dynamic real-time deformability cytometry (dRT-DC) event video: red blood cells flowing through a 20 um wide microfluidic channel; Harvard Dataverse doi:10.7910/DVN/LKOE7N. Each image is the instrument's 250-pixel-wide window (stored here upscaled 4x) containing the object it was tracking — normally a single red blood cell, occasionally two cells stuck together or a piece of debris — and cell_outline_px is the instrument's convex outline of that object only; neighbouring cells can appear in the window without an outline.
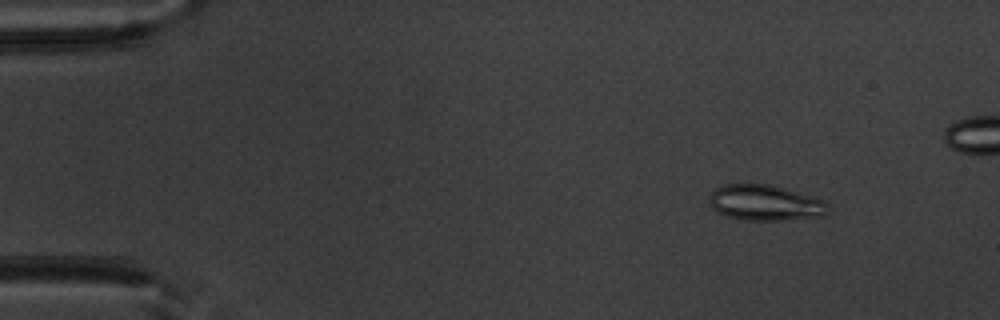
{"species": "common noctule bat (a hibernating species)", "species_latin": "Nyctalus noctula", "temperature_condition": "warm", "stored_images_in_passage": 45, "camera_frame_rate_fps": 3000, "um_per_image_px": 0.085, "animal": {"sex": "male", "body_mass_g": 20.1, "forearm_length_mm": 53.5}, "frame": {"image": 1, "passage_image": 3, "time_ms": 0.667, "image_size_px": [1000, 320], "cell_outline_px": [[832, 208], [824, 216], [788, 220], [744, 220], [728, 216], [716, 212], [712, 208], [708, 200], [712, 192], [716, 188], [724, 184], [768, 184], [816, 196], [828, 200], [832, 204]], "centroid_in_image_um": [65.14, 17.24], "position_along_channel_um": 19.9, "area_um2": 25.32}}
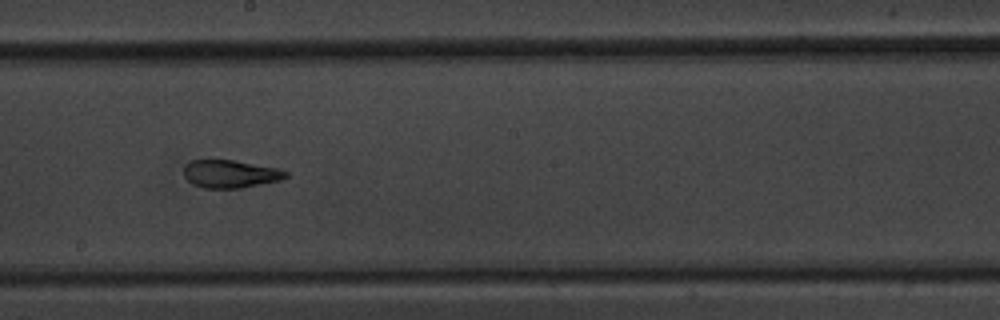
{"frame": {"image": 2, "passage_image": 26, "time_ms": 8.333, "image_size_px": [1000, 320], "cell_outline_px": [[288, 176], [280, 180], [240, 188], [204, 188], [192, 184], [184, 176], [184, 164], [192, 160], [232, 160], [276, 168], [288, 172]], "centroid_in_image_um": [19.54, 14.78], "position_along_channel_um": 228.7, "area_um2": 16.42}}
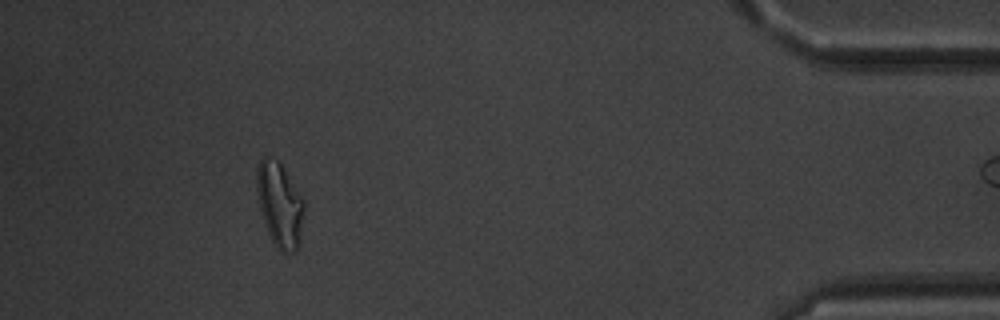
{"frame": {"image": 3, "passage_image": 44, "time_ms": 14.333, "image_size_px": [1000, 320], "cell_outline_px": [[304, 208], [300, 244], [296, 252], [288, 256], [280, 252], [276, 248], [268, 232], [260, 208], [256, 192], [256, 168], [260, 160], [264, 156], [276, 160], [280, 164], [304, 200]], "centroid_in_image_um": [23.78, 17.47], "position_along_channel_um": 411.4, "area_um2": 23.41}}